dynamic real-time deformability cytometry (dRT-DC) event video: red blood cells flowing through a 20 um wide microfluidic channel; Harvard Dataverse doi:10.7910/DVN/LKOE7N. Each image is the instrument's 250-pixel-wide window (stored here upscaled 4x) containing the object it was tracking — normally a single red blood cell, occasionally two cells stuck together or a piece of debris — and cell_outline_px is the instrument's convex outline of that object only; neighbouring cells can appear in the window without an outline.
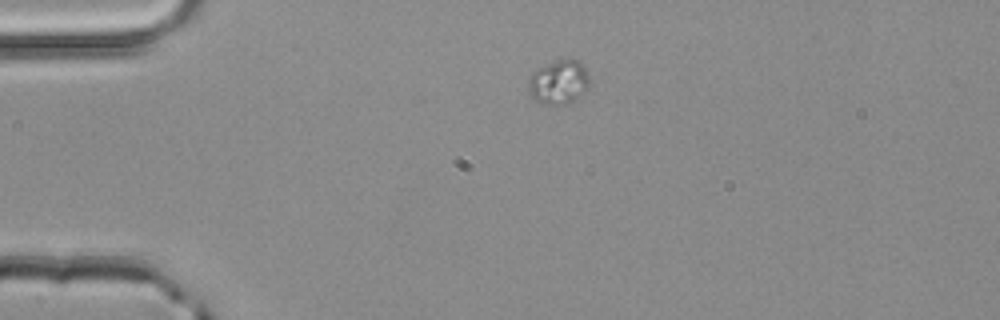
{"species": "common noctule bat (a hibernating species)", "species_latin": "Nyctalus noctula", "temperature_condition": "room temperature", "stored_images_in_passage": 2, "camera_frame_rate_fps": 3000, "um_per_image_px": 0.085, "animal": {"sex": "male", "body_mass_g": 20.4}, "frame": {"image": 1, "passage_image": 1, "time_ms": 0.0, "image_size_px": [1000, 320], "cell_outline_px": [[588, 88], [568, 104], [544, 104], [536, 100], [532, 96], [528, 88], [528, 80], [532, 72], [556, 60], [580, 60], [588, 76]], "centroid_in_image_um": [47.48, 6.98], "position_along_channel_um": 37.5, "area_um2": 15.32}}